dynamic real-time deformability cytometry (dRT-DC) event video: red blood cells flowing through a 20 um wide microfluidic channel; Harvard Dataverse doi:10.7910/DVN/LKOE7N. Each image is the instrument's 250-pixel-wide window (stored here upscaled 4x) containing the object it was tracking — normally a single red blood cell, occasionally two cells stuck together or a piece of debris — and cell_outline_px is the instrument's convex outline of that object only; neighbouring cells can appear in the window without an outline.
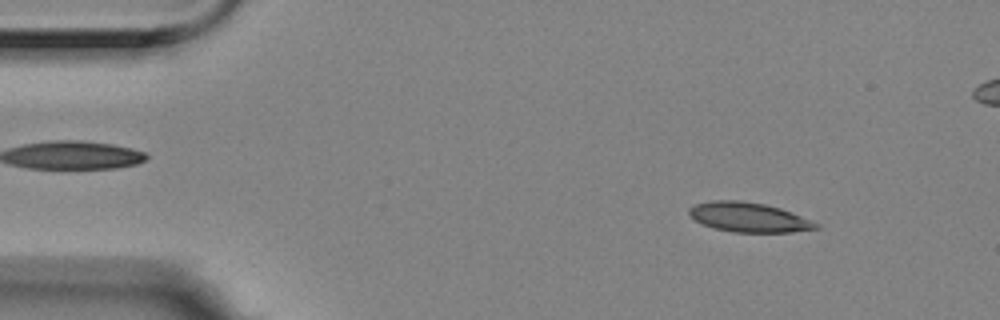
{"species": "Egyptian fruit bat (a non-hibernating species)", "species_latin": "Rousettus aegyptiacus", "temperature_condition": "room temperature", "stored_images_in_passage": 4, "camera_frame_rate_fps": 3000, "um_per_image_px": 0.085, "animal": {"sex": "female"}, "frame": {"image": 1, "passage_image": 1, "time_ms": 0.0, "image_size_px": [1000, 320], "cell_outline_px": [[820, 228], [792, 232], [732, 232], [712, 228], [696, 220], [688, 212], [688, 208], [696, 204], [712, 200], [740, 200], [764, 204], [780, 208], [792, 212], [820, 224]], "centroid_in_image_um": [63.66, 18.47], "position_along_channel_um": 21.3, "area_um2": 21.85}}